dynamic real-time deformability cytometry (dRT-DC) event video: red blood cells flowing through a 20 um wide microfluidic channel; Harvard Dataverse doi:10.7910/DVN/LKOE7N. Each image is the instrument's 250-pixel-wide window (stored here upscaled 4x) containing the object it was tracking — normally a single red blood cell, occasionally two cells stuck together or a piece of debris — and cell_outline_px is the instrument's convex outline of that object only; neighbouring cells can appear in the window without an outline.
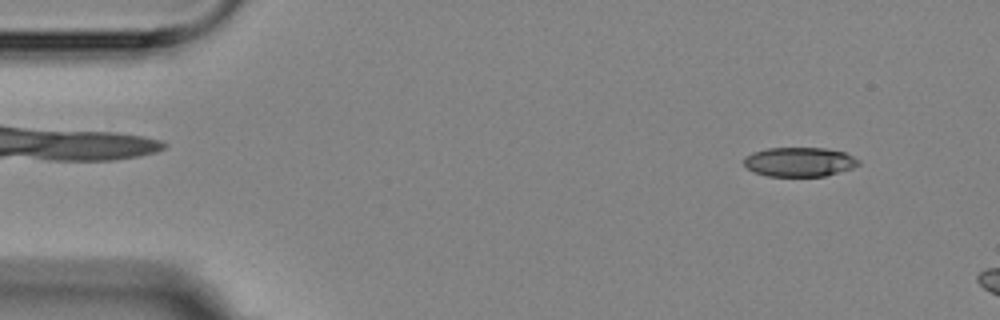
{"species": "Egyptian fruit bat (a non-hibernating species)", "species_latin": "Rousettus aegyptiacus", "temperature_condition": "room temperature", "stored_images_in_passage": 3, "camera_frame_rate_fps": 3000, "um_per_image_px": 0.085, "animal": {"sex": "female"}, "frame": {"image": 1, "passage_image": 1, "time_ms": 0.0, "image_size_px": [1000, 320], "cell_outline_px": [[860, 164], [852, 168], [824, 176], [768, 176], [756, 172], [748, 168], [744, 164], [744, 156], [752, 152], [768, 148], [824, 148], [844, 152], [860, 160]], "centroid_in_image_um": [67.94, 13.75], "position_along_channel_um": 17.1, "area_um2": 19.48}}